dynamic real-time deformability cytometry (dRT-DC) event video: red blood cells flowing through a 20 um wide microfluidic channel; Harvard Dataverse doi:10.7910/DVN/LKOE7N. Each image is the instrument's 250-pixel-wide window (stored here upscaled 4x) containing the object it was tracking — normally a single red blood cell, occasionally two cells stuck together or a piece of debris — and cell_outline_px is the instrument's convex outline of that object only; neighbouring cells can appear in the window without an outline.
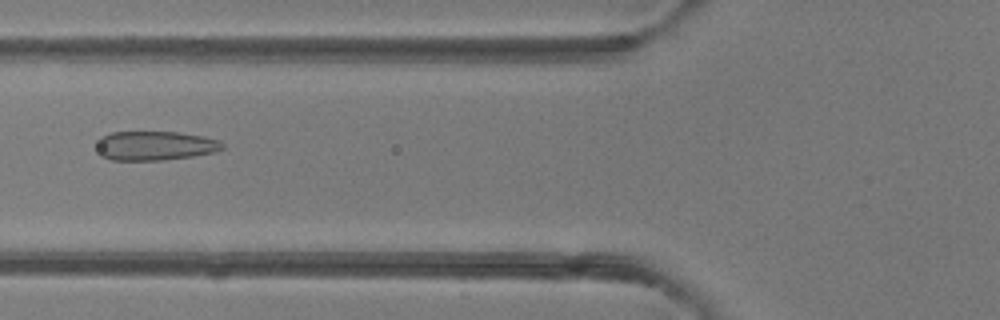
{"species": "common noctule bat (a hibernating species)", "species_latin": "Nyctalus noctula", "temperature_condition": "room temperature", "stored_images_in_passage": 6, "camera_frame_rate_fps": 3000, "um_per_image_px": 0.085, "animal": {"sex": "female"}, "frame": {"image": 1, "passage_image": 6, "time_ms": 5.667, "image_size_px": [1000, 320], "cell_outline_px": [[224, 148], [216, 152], [192, 156], [160, 160], [112, 160], [100, 156], [100, 136], [112, 132], [176, 132], [204, 136], [220, 140], [224, 144]], "centroid_in_image_um": [13.24, 12.38], "position_along_channel_um": 112.6, "area_um2": 21.27}}